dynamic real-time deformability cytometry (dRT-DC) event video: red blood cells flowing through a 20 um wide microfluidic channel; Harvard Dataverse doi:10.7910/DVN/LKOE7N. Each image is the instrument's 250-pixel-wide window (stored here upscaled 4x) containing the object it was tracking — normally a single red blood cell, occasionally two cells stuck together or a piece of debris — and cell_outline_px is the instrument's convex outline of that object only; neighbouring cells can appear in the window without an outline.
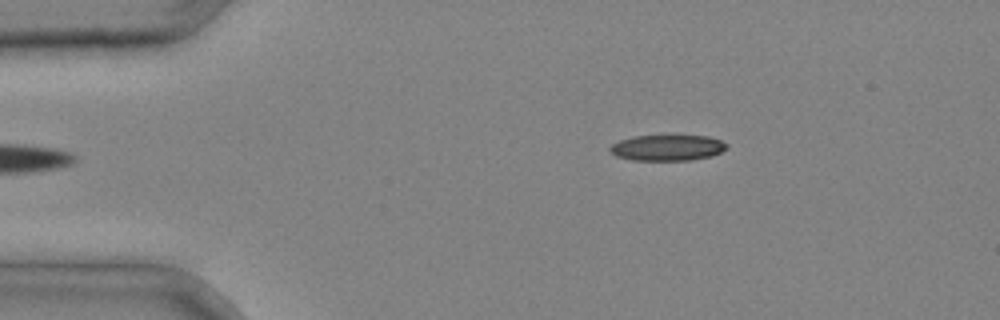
{"species": "common noctule bat (a hibernating species)", "species_latin": "Nyctalus noctula", "temperature_condition": "cold", "stored_images_in_passage": 2, "camera_frame_rate_fps": 3000, "um_per_image_px": 0.085, "animal": {"sex": "male", "body_mass_g": 20.4}, "frame": {"image": 1, "passage_image": 2, "time_ms": 0.333, "image_size_px": [1000, 320], "cell_outline_px": [[728, 148], [712, 156], [692, 160], [632, 160], [616, 156], [608, 152], [608, 148], [612, 144], [620, 140], [632, 136], [676, 132], [708, 136], [720, 140], [728, 144]], "centroid_in_image_um": [56.73, 12.5], "position_along_channel_um": 28.3, "area_um2": 18.79}}